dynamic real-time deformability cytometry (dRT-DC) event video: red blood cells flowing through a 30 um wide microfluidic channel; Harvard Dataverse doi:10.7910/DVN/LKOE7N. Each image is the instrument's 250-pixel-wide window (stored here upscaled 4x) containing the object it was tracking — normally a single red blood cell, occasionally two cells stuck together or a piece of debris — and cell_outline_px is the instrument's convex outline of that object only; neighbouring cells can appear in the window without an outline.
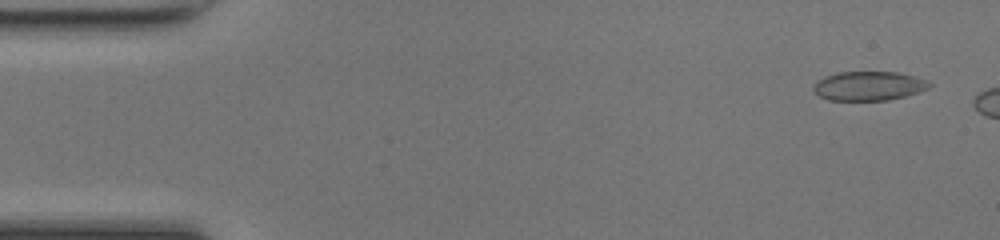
{"species": "common noctule bat (a hibernating species)", "species_latin": "Nyctalus noctula", "temperature_condition": "room temperature", "stored_images_in_passage": 42, "camera_frame_rate_fps": 3000, "um_per_image_px": 0.085, "animal": {"sex": "female", "body_mass_g": 17.0, "forearm_length_mm": 48.0}, "frame": {"image": 1, "passage_image": 3, "time_ms": 0.667, "image_size_px": [1000, 240], "cell_outline_px": [[932, 84], [928, 88], [904, 96], [888, 100], [828, 100], [812, 92], [812, 84], [816, 80], [824, 76], [836, 72], [896, 72], [916, 76], [928, 80]], "centroid_in_image_um": [73.78, 7.29], "position_along_channel_um": 11.2, "area_um2": 19.88}}
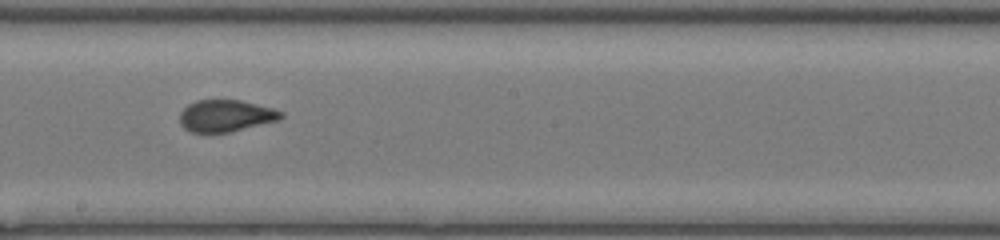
{"frame": {"image": 2, "passage_image": 27, "time_ms": 8.667, "image_size_px": [1000, 240], "cell_outline_px": [[284, 116], [280, 120], [232, 132], [192, 132], [184, 128], [180, 124], [180, 112], [188, 104], [196, 100], [240, 100], [272, 108], [284, 112]], "centroid_in_image_um": [19.21, 9.84], "position_along_channel_um": 229.0, "area_um2": 18.9}}
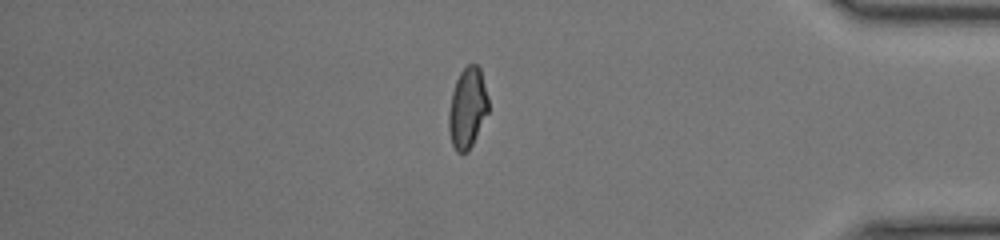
{"frame": {"image": 3, "passage_image": 41, "time_ms": 13.333, "image_size_px": [1000, 240], "cell_outline_px": [[488, 112], [468, 152], [456, 152], [452, 144], [448, 128], [448, 112], [452, 92], [456, 80], [460, 72], [468, 64], [476, 64], [480, 68], [488, 96]], "centroid_in_image_um": [39.72, 9.17], "position_along_channel_um": 395.5, "area_um2": 18.55}}